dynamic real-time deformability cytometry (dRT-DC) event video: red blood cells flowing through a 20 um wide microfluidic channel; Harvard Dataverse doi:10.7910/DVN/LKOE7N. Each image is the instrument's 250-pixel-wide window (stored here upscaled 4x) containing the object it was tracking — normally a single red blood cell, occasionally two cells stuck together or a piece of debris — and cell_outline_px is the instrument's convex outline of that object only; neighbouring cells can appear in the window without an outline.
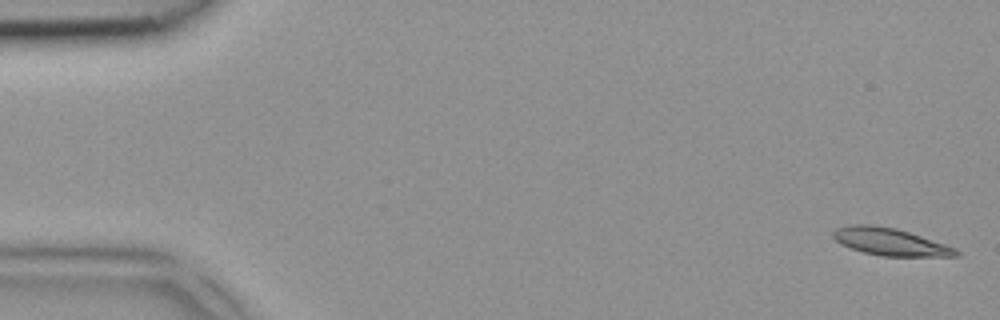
{"species": "common noctule bat (a hibernating species)", "species_latin": "Nyctalus noctula", "temperature_condition": "room temperature", "stored_images_in_passage": 5, "camera_frame_rate_fps": 3000, "um_per_image_px": 0.085, "animal": {"sex": "female", "body_mass_g": 18.4}, "frame": {"image": 1, "passage_image": 1, "time_ms": 0.0, "image_size_px": [1000, 320], "cell_outline_px": [[960, 256], [880, 256], [864, 252], [840, 244], [832, 236], [832, 232], [836, 228], [852, 224], [872, 224], [896, 228], [956, 248], [960, 252]], "centroid_in_image_um": [75.64, 20.55], "position_along_channel_um": 9.4, "area_um2": 19.48}}
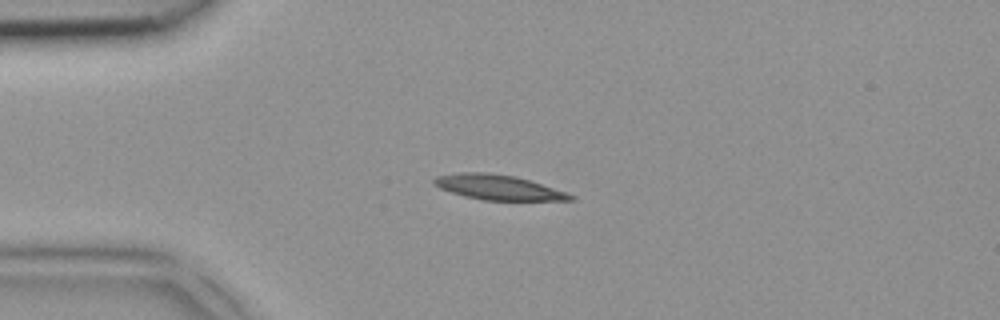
{"frame": {"image": 2, "passage_image": 4, "time_ms": 1.0, "image_size_px": [1000, 320], "cell_outline_px": [[576, 200], [480, 200], [464, 196], [440, 188], [432, 184], [432, 180], [436, 176], [460, 172], [488, 172], [516, 176], [568, 192], [576, 196]], "centroid_in_image_um": [42.36, 15.92], "position_along_channel_um": 42.6, "area_um2": 20.0}}
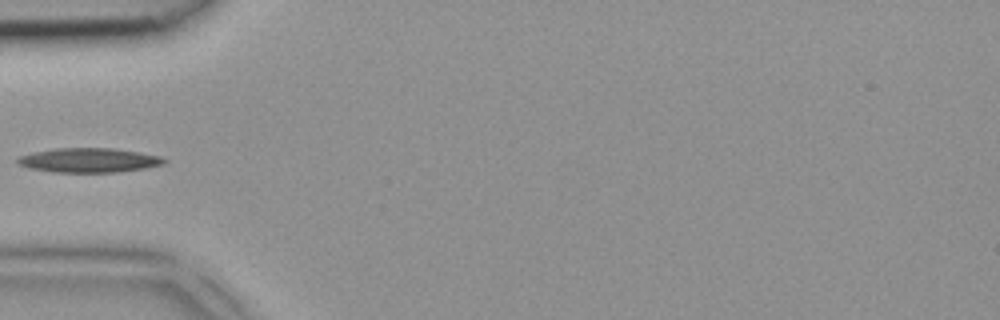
{"frame": {"image": 3, "passage_image": 5, "time_ms": 1.333, "image_size_px": [1000, 320], "cell_outline_px": [[168, 160], [164, 164], [144, 168], [120, 172], [52, 172], [28, 168], [16, 164], [16, 160], [20, 156], [32, 152], [56, 148], [112, 148], [140, 152], [160, 156]], "centroid_in_image_um": [7.54, 13.62], "position_along_channel_um": 77.5, "area_um2": 20.98}}